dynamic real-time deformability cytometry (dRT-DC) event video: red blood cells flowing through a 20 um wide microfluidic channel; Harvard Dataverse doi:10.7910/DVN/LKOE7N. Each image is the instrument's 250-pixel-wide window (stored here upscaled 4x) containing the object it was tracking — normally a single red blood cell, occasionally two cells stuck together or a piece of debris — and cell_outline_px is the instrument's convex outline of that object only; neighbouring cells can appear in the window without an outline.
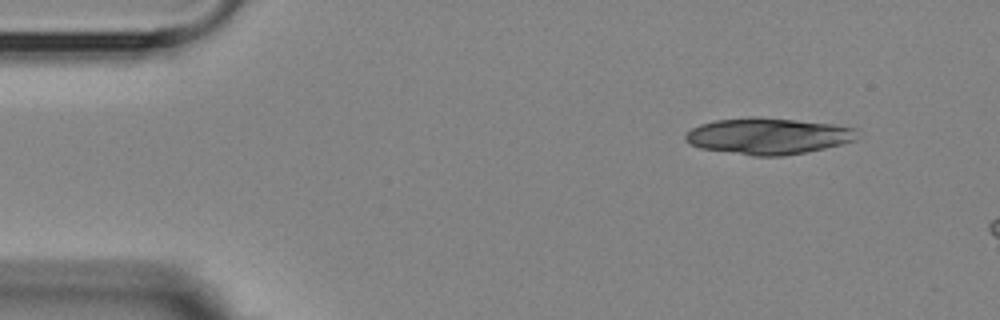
{"species": "Egyptian fruit bat (a non-hibernating species)", "species_latin": "Rousettus aegyptiacus", "temperature_condition": "room temperature", "stored_images_in_passage": 2, "camera_frame_rate_fps": 3000, "um_per_image_px": 0.085, "animal": {"sex": "female"}, "frame": {"image": 1, "passage_image": 2, "time_ms": 1.333, "image_size_px": [1000, 320], "cell_outline_px": [[856, 140], [824, 148], [804, 152], [780, 156], [752, 156], [700, 148], [684, 140], [684, 136], [692, 128], [700, 124], [716, 120], [760, 116], [836, 124], [856, 128]], "centroid_in_image_um": [65.28, 11.56], "position_along_channel_um": 19.7, "area_um2": 36.36}}